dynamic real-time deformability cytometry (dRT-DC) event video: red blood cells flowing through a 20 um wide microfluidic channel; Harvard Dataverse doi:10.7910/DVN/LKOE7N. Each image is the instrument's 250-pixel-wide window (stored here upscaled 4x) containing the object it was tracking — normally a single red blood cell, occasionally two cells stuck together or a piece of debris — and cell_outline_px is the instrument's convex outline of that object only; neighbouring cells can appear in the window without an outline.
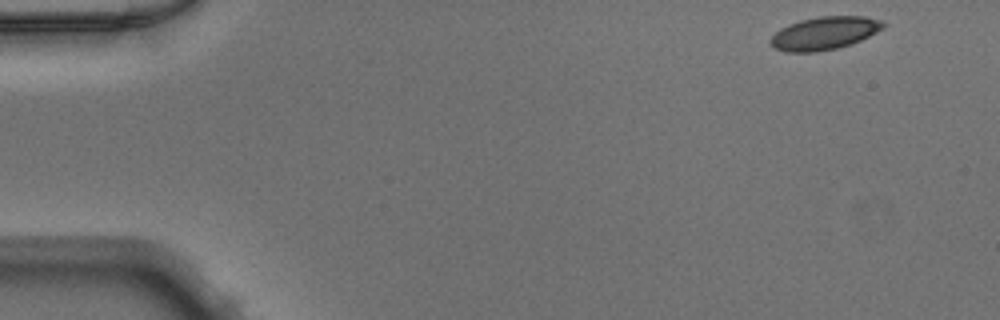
{"species": "Egyptian fruit bat (a non-hibernating species)", "species_latin": "Rousettus aegyptiacus", "temperature_condition": "warm", "stored_images_in_passage": 47, "camera_frame_rate_fps": 3000, "um_per_image_px": 0.085, "animal": {"sex": "male"}, "frame": {"image": 1, "passage_image": 1, "time_ms": 0.0, "image_size_px": [1000, 320], "cell_outline_px": [[884, 28], [852, 44], [836, 48], [816, 52], [788, 52], [776, 48], [768, 44], [768, 40], [780, 28], [788, 24], [800, 20], [820, 16], [864, 16], [880, 20], [884, 24]], "centroid_in_image_um": [70.04, 2.82], "position_along_channel_um": 15.0, "area_um2": 21.62}}
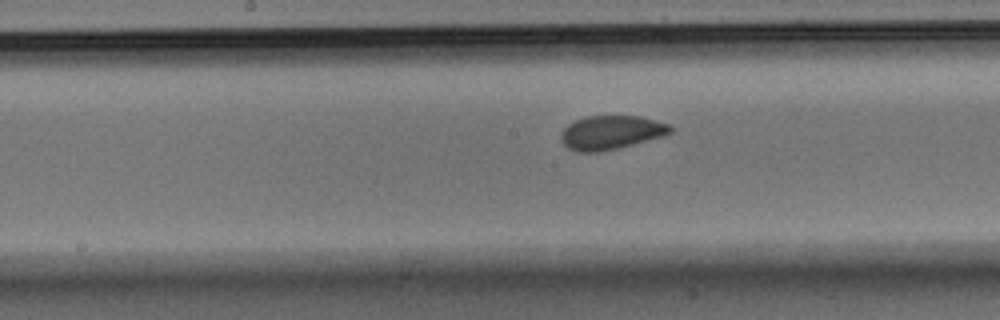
{"frame": {"image": 2, "passage_image": 23, "time_ms": 7.333, "image_size_px": [1000, 320], "cell_outline_px": [[672, 132], [664, 136], [620, 148], [600, 152], [576, 152], [568, 148], [560, 140], [560, 132], [568, 124], [576, 120], [588, 116], [640, 116], [668, 124], [672, 128]], "centroid_in_image_um": [51.92, 11.27], "position_along_channel_um": 196.3, "area_um2": 21.73}}
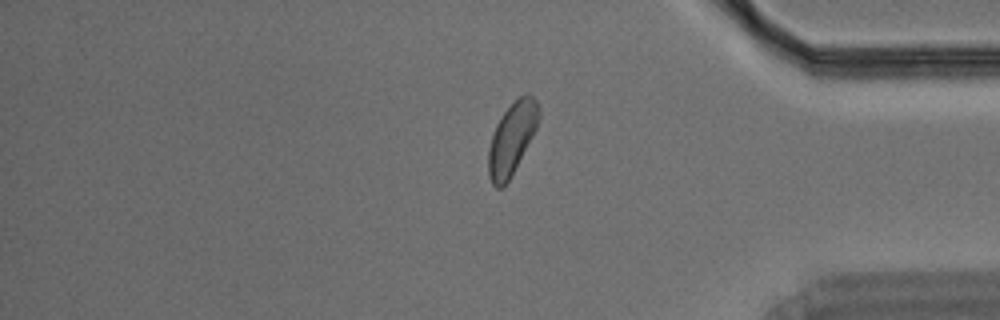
{"frame": {"image": 3, "passage_image": 39, "time_ms": 12.667, "image_size_px": [1000, 320], "cell_outline_px": [[540, 116], [536, 128], [512, 176], [500, 188], [496, 188], [492, 184], [488, 176], [488, 148], [496, 124], [500, 116], [520, 96], [528, 92], [536, 100], [540, 108]], "centroid_in_image_um": [43.5, 11.77], "position_along_channel_um": 391.7, "area_um2": 21.04}}